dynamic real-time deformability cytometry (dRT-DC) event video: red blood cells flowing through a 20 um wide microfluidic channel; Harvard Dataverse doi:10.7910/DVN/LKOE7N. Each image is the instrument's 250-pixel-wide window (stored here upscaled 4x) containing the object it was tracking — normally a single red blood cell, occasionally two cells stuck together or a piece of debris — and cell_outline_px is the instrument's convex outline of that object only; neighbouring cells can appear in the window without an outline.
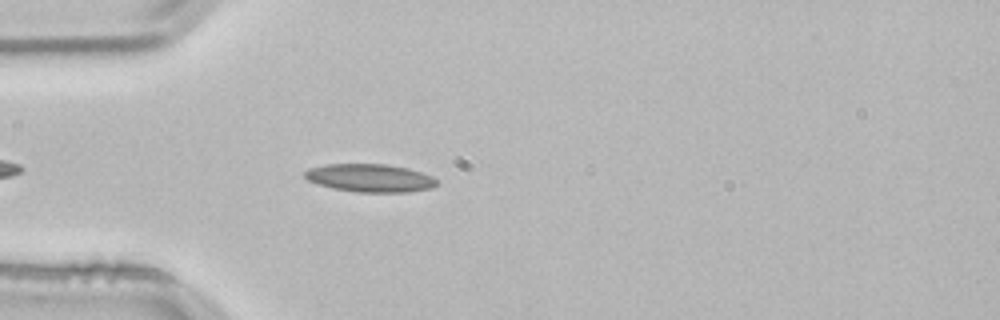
{"species": "common noctule bat (a hibernating species)", "species_latin": "Nyctalus noctula", "temperature_condition": "room temperature", "stored_images_in_passage": 19, "camera_frame_rate_fps": 3000, "um_per_image_px": 0.085, "animal": {"sex": "male", "body_mass_g": 21.5, "forearm_length_mm": 52.0}, "frame": {"image": 1, "passage_image": 1, "time_ms": 0.0, "image_size_px": [1000, 320], "cell_outline_px": [[436, 184], [432, 188], [408, 192], [356, 192], [332, 188], [308, 180], [304, 176], [304, 172], [308, 168], [324, 164], [388, 164], [408, 168], [432, 176], [436, 180]], "centroid_in_image_um": [31.43, 15.12], "position_along_channel_um": 53.6, "area_um2": 21.56}}
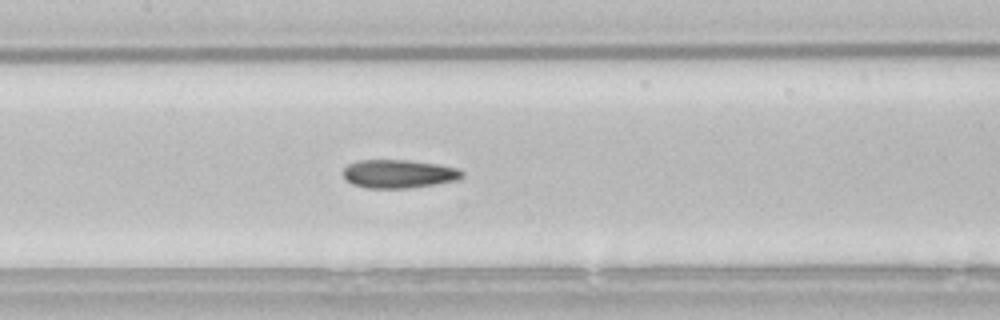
{"frame": {"image": 2, "passage_image": 11, "time_ms": 3.333, "image_size_px": [1000, 320], "cell_outline_px": [[464, 176], [460, 180], [412, 188], [364, 188], [352, 184], [344, 180], [340, 172], [348, 164], [360, 160], [408, 160], [436, 164], [456, 168], [464, 172]], "centroid_in_image_um": [33.85, 14.79], "position_along_channel_um": 173.5, "area_um2": 20.06}}